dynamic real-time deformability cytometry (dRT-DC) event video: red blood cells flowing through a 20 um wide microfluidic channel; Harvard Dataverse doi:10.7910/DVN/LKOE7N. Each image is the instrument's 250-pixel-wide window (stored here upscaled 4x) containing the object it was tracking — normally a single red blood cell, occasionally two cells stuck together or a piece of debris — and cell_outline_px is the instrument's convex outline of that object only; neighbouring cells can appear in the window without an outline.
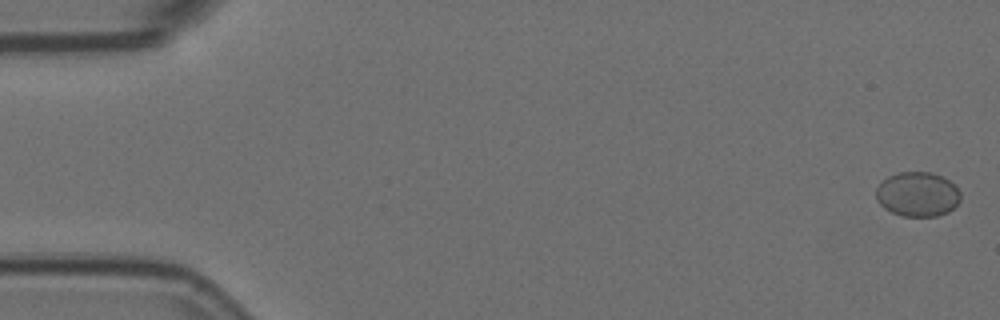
{"species": "Egyptian fruit bat (a non-hibernating species)", "species_latin": "Rousettus aegyptiacus", "temperature_condition": "room temperature", "stored_images_in_passage": 8, "camera_frame_rate_fps": 3000, "um_per_image_px": 0.085, "animal": {"sex": "female"}, "frame": {"image": 1, "passage_image": 1, "time_ms": 0.0, "image_size_px": [1000, 320], "cell_outline_px": [[960, 200], [948, 212], [936, 216], [904, 216], [892, 212], [884, 208], [876, 200], [876, 188], [888, 176], [900, 172], [932, 172], [948, 180], [960, 192]], "centroid_in_image_um": [77.97, 16.51], "position_along_channel_um": 7.0, "area_um2": 21.73}}
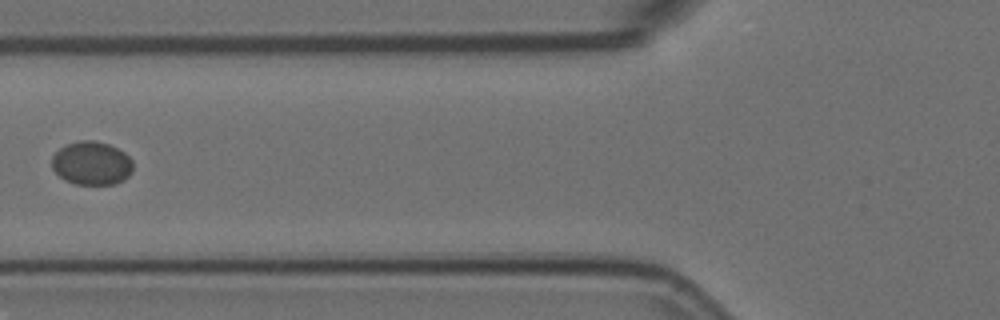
{"frame": {"image": 2, "passage_image": 7, "time_ms": 2.0, "image_size_px": [1000, 320], "cell_outline_px": [[132, 172], [124, 180], [116, 184], [76, 184], [64, 180], [52, 168], [52, 156], [60, 148], [68, 144], [80, 140], [92, 140], [108, 144], [124, 152], [132, 160]], "centroid_in_image_um": [7.79, 13.88], "position_along_channel_um": 118.0, "area_um2": 20.52}}
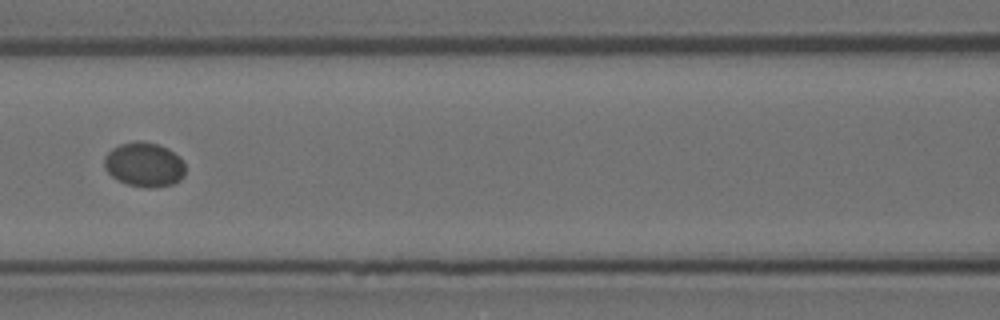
{"frame": {"image": 3, "passage_image": 8, "time_ms": 2.333, "image_size_px": [1000, 320], "cell_outline_px": [[184, 176], [180, 180], [172, 184], [156, 188], [148, 188], [128, 184], [112, 176], [104, 168], [104, 156], [112, 148], [120, 144], [136, 140], [140, 140], [160, 144], [168, 148], [184, 164]], "centroid_in_image_um": [12.24, 13.98], "position_along_channel_um": 154.4, "area_um2": 20.98}}